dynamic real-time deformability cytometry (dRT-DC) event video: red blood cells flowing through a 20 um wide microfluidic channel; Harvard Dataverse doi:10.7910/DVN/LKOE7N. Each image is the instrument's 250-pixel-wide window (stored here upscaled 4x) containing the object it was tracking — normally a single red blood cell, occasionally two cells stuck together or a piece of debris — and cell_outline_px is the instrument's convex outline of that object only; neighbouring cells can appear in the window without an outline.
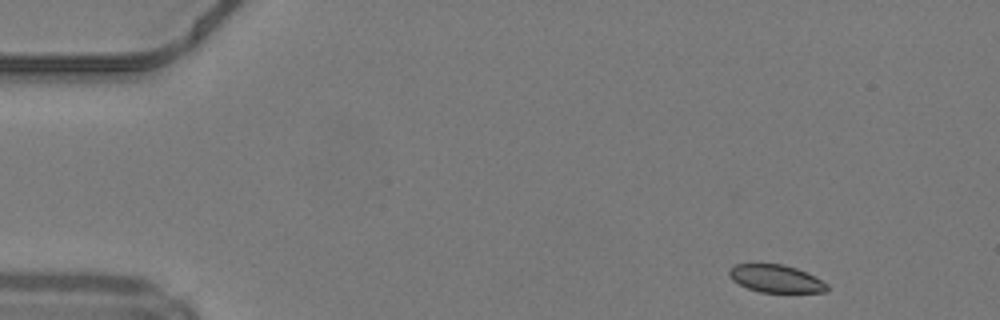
{"species": "common noctule bat (a hibernating species)", "species_latin": "Nyctalus noctula", "temperature_condition": "warm", "stored_images_in_passage": 44, "camera_frame_rate_fps": 3000, "um_per_image_px": 0.085, "animal": {"sex": "male", "body_mass_g": 19.2, "forearm_length_mm": 51.8}, "frame": {"image": 1, "passage_image": 1, "time_ms": 0.0, "image_size_px": [1000, 320], "cell_outline_px": [[828, 292], [760, 292], [748, 288], [732, 280], [728, 276], [728, 272], [736, 264], [780, 264], [796, 268], [828, 284]], "centroid_in_image_um": [65.93, 23.69], "position_along_channel_um": 19.1, "area_um2": 15.49}}
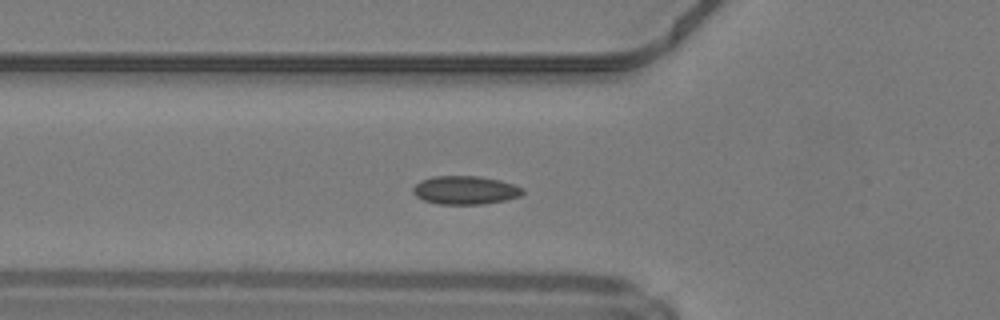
{"frame": {"image": 2, "passage_image": 13, "time_ms": 4.0, "image_size_px": [1000, 320], "cell_outline_px": [[524, 192], [520, 196], [504, 200], [484, 204], [436, 204], [424, 200], [416, 196], [412, 192], [412, 188], [420, 180], [432, 176], [480, 176], [500, 180], [524, 188]], "centroid_in_image_um": [39.52, 16.16], "position_along_channel_um": 86.3, "area_um2": 18.26}}
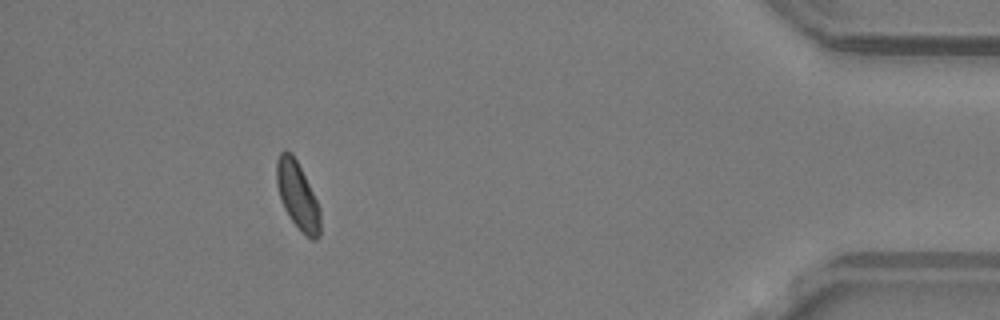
{"frame": {"image": 3, "passage_image": 40, "time_ms": 13.0, "image_size_px": [1000, 320], "cell_outline_px": [[320, 236], [316, 240], [312, 240], [292, 220], [284, 208], [276, 184], [276, 160], [280, 152], [284, 148], [292, 152], [320, 208]], "centroid_in_image_um": [25.27, 16.58], "position_along_channel_um": 409.9, "area_um2": 16.82}, "authors_computed_cell_mechanics": {"area_um2": 17.2533, "velocity_mm_per_s": 4.2289, "shape_relaxation_time_tau1_ms": 4.569, "shape_relaxation_time_tau2_ms": 4.7824, "deformation_change_tau1": 0.0714, "deformation_change_tau2": 0.0656}}